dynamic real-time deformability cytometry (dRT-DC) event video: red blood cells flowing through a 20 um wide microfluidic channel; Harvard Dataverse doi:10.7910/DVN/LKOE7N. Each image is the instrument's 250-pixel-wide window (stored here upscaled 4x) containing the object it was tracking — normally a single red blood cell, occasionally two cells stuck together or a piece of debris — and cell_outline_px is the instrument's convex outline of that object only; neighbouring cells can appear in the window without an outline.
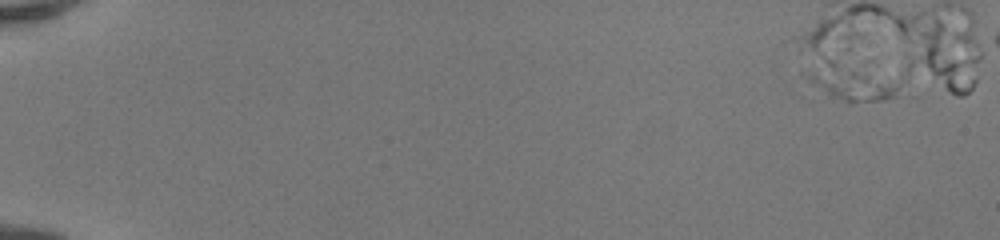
{"species": "human", "species_latin": "Homo sapiens", "temperature_condition": "room temperature", "stored_images_in_passage": 1, "camera_frame_rate_fps": 3000, "um_per_image_px": 0.085, "donor": {"sex": "female"}, "frame": {"image": 1, "passage_image": 1, "time_ms": 0.0, "image_size_px": [1000, 240], "cell_outline_px": [[920, 96], [848, 104], [808, 84], [800, 72], [824, 56], [836, 56], [900, 76]], "centroid_in_image_um": [72.71, 6.91], "position_along_channel_um": 12.3, "area_um2": 24.8}}